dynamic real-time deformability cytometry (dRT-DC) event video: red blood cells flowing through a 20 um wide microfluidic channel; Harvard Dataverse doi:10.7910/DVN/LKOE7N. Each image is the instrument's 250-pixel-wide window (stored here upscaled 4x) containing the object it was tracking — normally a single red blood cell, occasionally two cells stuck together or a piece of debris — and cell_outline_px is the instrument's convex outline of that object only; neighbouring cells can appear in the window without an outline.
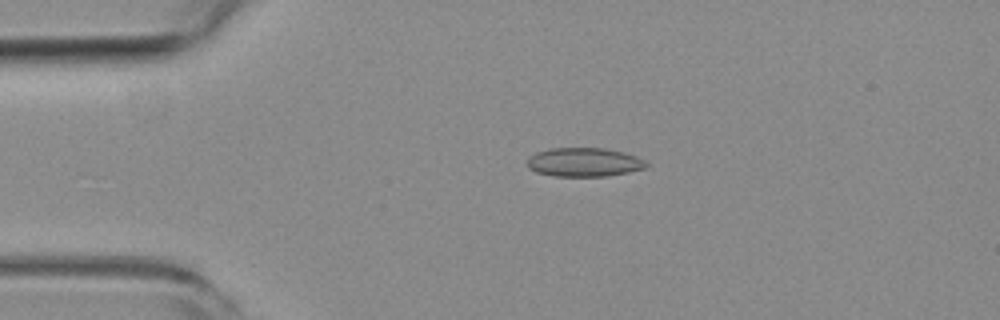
{"species": "common noctule bat (a hibernating species)", "species_latin": "Nyctalus noctula", "temperature_condition": "room temperature", "stored_images_in_passage": 43, "camera_frame_rate_fps": 3000, "um_per_image_px": 0.085, "animal": {"sex": "female", "body_mass_g": 19.3, "forearm_length_mm": 54.1}, "frame": {"image": 1, "passage_image": 1, "time_ms": 0.0, "image_size_px": [1000, 320], "cell_outline_px": [[648, 168], [608, 176], [552, 176], [536, 172], [528, 168], [528, 156], [536, 152], [548, 148], [604, 148], [624, 152], [636, 156], [644, 160], [648, 164]], "centroid_in_image_um": [49.64, 13.78], "position_along_channel_um": 35.4, "area_um2": 20.23}}
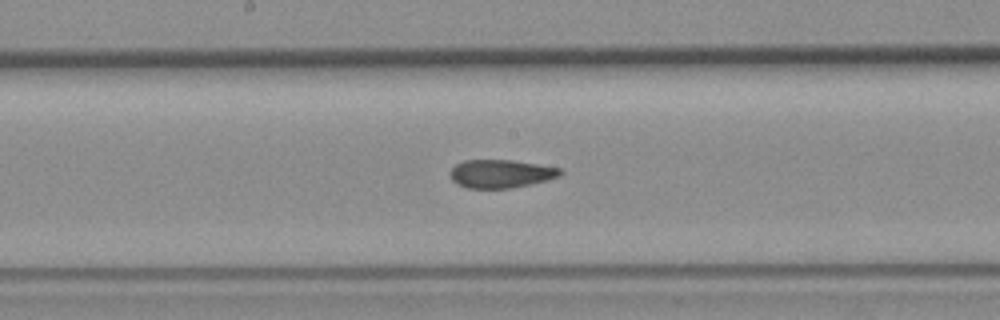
{"frame": {"image": 2, "passage_image": 17, "time_ms": 5.333, "image_size_px": [1000, 320], "cell_outline_px": [[564, 172], [560, 176], [548, 180], [532, 184], [512, 188], [468, 188], [456, 184], [452, 180], [448, 172], [456, 164], [464, 160], [508, 160], [536, 164], [560, 168]], "centroid_in_image_um": [42.56, 14.77], "position_along_channel_um": 205.6, "area_um2": 18.21}}
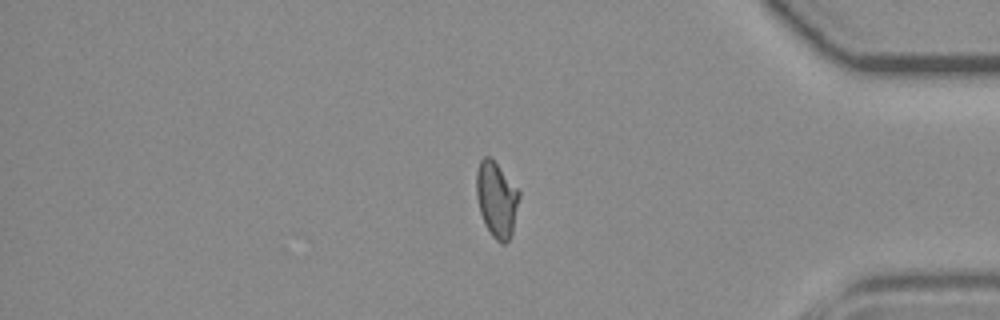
{"frame": {"image": 3, "passage_image": 34, "time_ms": 11.0, "image_size_px": [1000, 320], "cell_outline_px": [[520, 196], [512, 232], [508, 240], [504, 244], [500, 244], [492, 236], [480, 212], [476, 196], [476, 172], [480, 160], [484, 156], [488, 156], [496, 164], [520, 192]], "centroid_in_image_um": [42.2, 16.96], "position_along_channel_um": 393.0, "area_um2": 18.44}, "authors_computed_cell_mechanics": {"area_um2": 18.6694, "velocity_mm_per_s": 3.8372, "shape_relaxation_time_tau1_ms": null, "shape_relaxation_time_tau2_ms": 2.187, "deformation_change_tau1": null, "deformation_change_tau2": 0.0642}}